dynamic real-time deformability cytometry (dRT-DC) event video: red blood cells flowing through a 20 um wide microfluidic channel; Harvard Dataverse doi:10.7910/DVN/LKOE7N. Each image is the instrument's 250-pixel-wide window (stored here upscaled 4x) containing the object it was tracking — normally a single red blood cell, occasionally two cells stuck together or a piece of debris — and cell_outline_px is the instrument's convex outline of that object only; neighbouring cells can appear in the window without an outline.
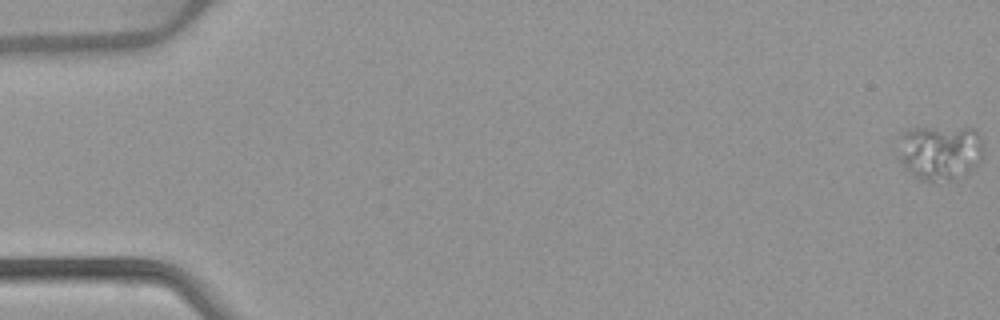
{"species": "common noctule bat (a hibernating species)", "species_latin": "Nyctalus noctula", "temperature_condition": "warm", "stored_images_in_passage": 53, "camera_frame_rate_fps": 3000, "um_per_image_px": 0.085, "animal": {"sex": "female", "body_mass_g": 22.7, "forearm_length_mm": 54.2}, "frame": {"image": 1, "passage_image": 1, "time_ms": 0.0, "image_size_px": [1000, 320], "cell_outline_px": [[980, 160], [968, 172], [948, 180], [936, 184], [932, 184], [916, 176], [904, 168], [900, 164], [900, 132], [908, 128], [976, 128], [980, 136]], "centroid_in_image_um": [79.85, 12.95], "position_along_channel_um": 5.2, "area_um2": 27.22}}
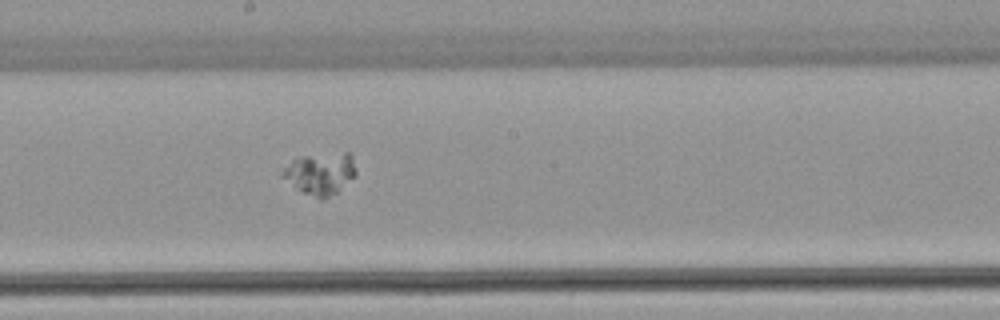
{"frame": {"image": 2, "passage_image": 30, "time_ms": 9.667, "image_size_px": [1000, 320], "cell_outline_px": [[356, 172], [336, 192], [324, 200], [320, 200], [296, 188], [280, 176], [284, 168], [292, 160], [304, 156], [344, 152], [348, 152], [352, 156], [356, 168]], "centroid_in_image_um": [27.21, 14.75], "position_along_channel_um": 221.0, "area_um2": 17.57}}
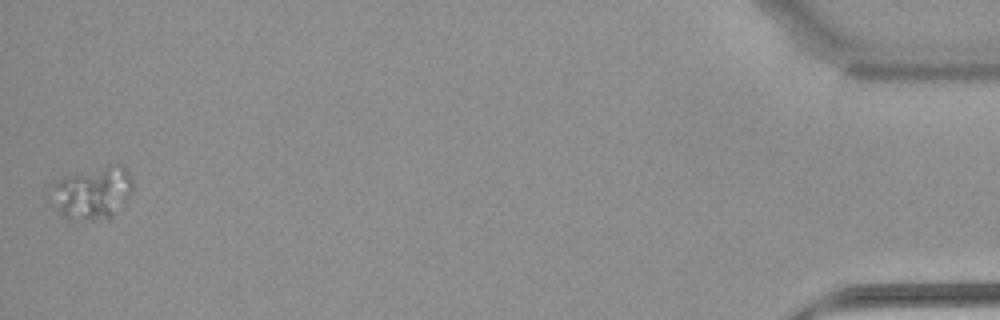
{"frame": {"image": 3, "passage_image": 53, "time_ms": 17.333, "image_size_px": [1000, 320], "cell_outline_px": [[132, 192], [112, 216], [108, 220], [92, 220], [64, 216], [48, 200], [48, 188], [56, 180], [64, 176], [108, 164], [124, 164], [132, 180]], "centroid_in_image_um": [7.81, 16.35], "position_along_channel_um": 427.4, "area_um2": 25.49}}